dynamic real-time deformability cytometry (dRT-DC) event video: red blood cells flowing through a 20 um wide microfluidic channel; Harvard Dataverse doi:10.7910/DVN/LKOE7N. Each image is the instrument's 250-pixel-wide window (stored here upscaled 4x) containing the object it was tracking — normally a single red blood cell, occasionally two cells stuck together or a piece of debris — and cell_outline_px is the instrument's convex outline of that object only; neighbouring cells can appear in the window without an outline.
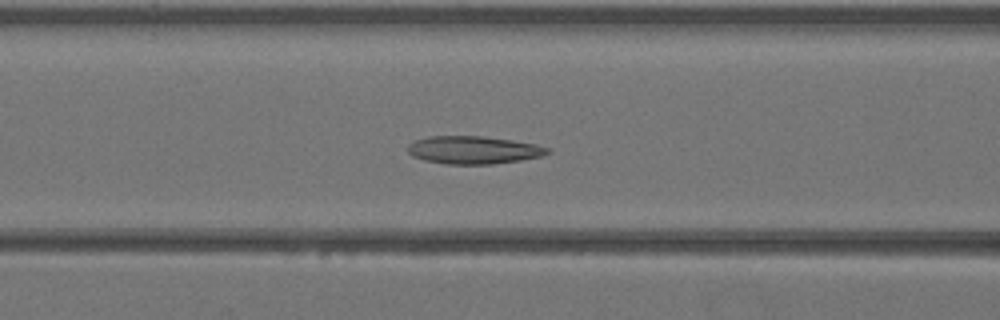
{"species": "Egyptian fruit bat (a non-hibernating species)", "species_latin": "Rousettus aegyptiacus", "temperature_condition": "warm", "stored_images_in_passage": 40, "camera_frame_rate_fps": 3000, "um_per_image_px": 0.085, "animal": {"sex": "female"}, "frame": {"image": 1, "passage_image": 15, "time_ms": 4.667, "image_size_px": [1000, 320], "cell_outline_px": [[552, 152], [540, 156], [520, 160], [492, 164], [444, 164], [424, 160], [412, 156], [408, 152], [408, 144], [416, 140], [428, 136], [480, 136], [512, 140], [536, 144], [552, 148]], "centroid_in_image_um": [40.26, 12.75], "position_along_channel_um": 126.3, "area_um2": 22.72}}
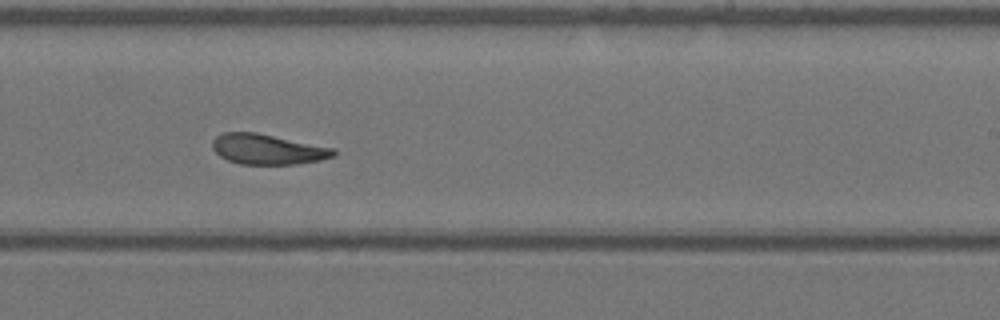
{"frame": {"image": 2, "passage_image": 24, "time_ms": 7.667, "image_size_px": [1000, 320], "cell_outline_px": [[336, 156], [320, 160], [296, 164], [240, 164], [228, 160], [220, 156], [212, 148], [212, 140], [216, 136], [224, 132], [256, 132], [336, 148]], "centroid_in_image_um": [22.77, 12.68], "position_along_channel_um": 266.2, "area_um2": 21.5}}
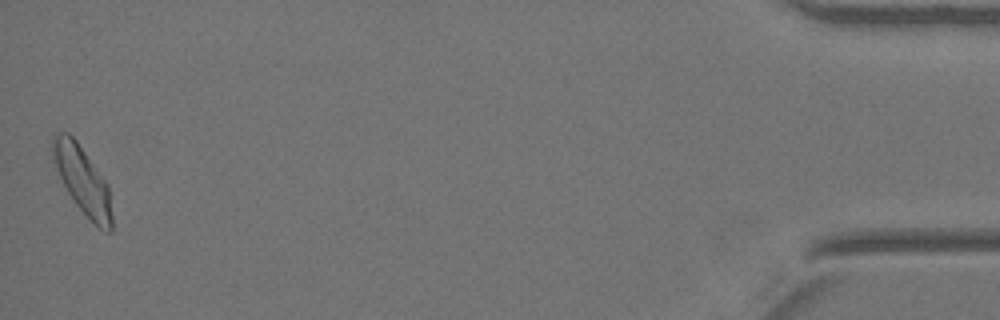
{"frame": {"image": 3, "passage_image": 40, "time_ms": 13.0, "image_size_px": [1000, 320], "cell_outline_px": [[112, 232], [108, 232], [100, 228], [84, 216], [68, 192], [56, 168], [52, 152], [52, 136], [56, 132], [68, 132], [76, 140], [108, 184], [112, 216]], "centroid_in_image_um": [7.02, 15.33], "position_along_channel_um": 428.2, "area_um2": 23.06}}